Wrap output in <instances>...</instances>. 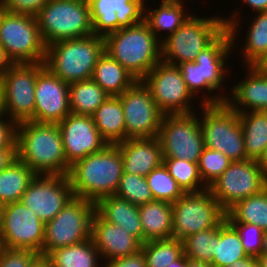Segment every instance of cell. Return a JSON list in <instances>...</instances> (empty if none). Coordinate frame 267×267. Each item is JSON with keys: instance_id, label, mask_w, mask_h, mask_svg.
Masks as SVG:
<instances>
[{"instance_id": "cell-1", "label": "cell", "mask_w": 267, "mask_h": 267, "mask_svg": "<svg viewBox=\"0 0 267 267\" xmlns=\"http://www.w3.org/2000/svg\"><path fill=\"white\" fill-rule=\"evenodd\" d=\"M236 14L237 11L230 19L224 18L226 29L198 55L195 62H185L178 65L186 86L193 96L203 89L205 92L208 91L209 94L201 100L202 105L222 104L228 97L226 94L224 96L223 93L222 95H214V97L211 95L213 91L218 92L225 85L223 82L228 73L227 68H225L227 66L225 61L228 60L227 57L230 53H233L231 51L235 47L234 41H236L237 28L240 25L238 24L240 23L239 20L236 19L238 17Z\"/></svg>"}, {"instance_id": "cell-2", "label": "cell", "mask_w": 267, "mask_h": 267, "mask_svg": "<svg viewBox=\"0 0 267 267\" xmlns=\"http://www.w3.org/2000/svg\"><path fill=\"white\" fill-rule=\"evenodd\" d=\"M18 159L35 174L67 175V163L58 124L24 121L17 124Z\"/></svg>"}, {"instance_id": "cell-3", "label": "cell", "mask_w": 267, "mask_h": 267, "mask_svg": "<svg viewBox=\"0 0 267 267\" xmlns=\"http://www.w3.org/2000/svg\"><path fill=\"white\" fill-rule=\"evenodd\" d=\"M123 174V163L117 144H108L95 154L74 162L67 177L74 196L96 203L115 195Z\"/></svg>"}, {"instance_id": "cell-4", "label": "cell", "mask_w": 267, "mask_h": 267, "mask_svg": "<svg viewBox=\"0 0 267 267\" xmlns=\"http://www.w3.org/2000/svg\"><path fill=\"white\" fill-rule=\"evenodd\" d=\"M160 38L143 20L106 35L105 52L137 80H142L161 61Z\"/></svg>"}, {"instance_id": "cell-5", "label": "cell", "mask_w": 267, "mask_h": 267, "mask_svg": "<svg viewBox=\"0 0 267 267\" xmlns=\"http://www.w3.org/2000/svg\"><path fill=\"white\" fill-rule=\"evenodd\" d=\"M104 52V37L93 34L65 39L47 46L44 63L54 75L70 84L90 79Z\"/></svg>"}, {"instance_id": "cell-6", "label": "cell", "mask_w": 267, "mask_h": 267, "mask_svg": "<svg viewBox=\"0 0 267 267\" xmlns=\"http://www.w3.org/2000/svg\"><path fill=\"white\" fill-rule=\"evenodd\" d=\"M225 29L224 18L220 16L201 18L191 15L173 34L161 39V60L174 65L195 62Z\"/></svg>"}, {"instance_id": "cell-7", "label": "cell", "mask_w": 267, "mask_h": 267, "mask_svg": "<svg viewBox=\"0 0 267 267\" xmlns=\"http://www.w3.org/2000/svg\"><path fill=\"white\" fill-rule=\"evenodd\" d=\"M36 19L46 46L60 40L93 35L87 0H51Z\"/></svg>"}, {"instance_id": "cell-8", "label": "cell", "mask_w": 267, "mask_h": 267, "mask_svg": "<svg viewBox=\"0 0 267 267\" xmlns=\"http://www.w3.org/2000/svg\"><path fill=\"white\" fill-rule=\"evenodd\" d=\"M201 106L199 119L205 147L223 153L232 161L248 159L238 113L225 102Z\"/></svg>"}, {"instance_id": "cell-9", "label": "cell", "mask_w": 267, "mask_h": 267, "mask_svg": "<svg viewBox=\"0 0 267 267\" xmlns=\"http://www.w3.org/2000/svg\"><path fill=\"white\" fill-rule=\"evenodd\" d=\"M94 213V202L73 196L53 219L45 223L42 255L90 239Z\"/></svg>"}, {"instance_id": "cell-10", "label": "cell", "mask_w": 267, "mask_h": 267, "mask_svg": "<svg viewBox=\"0 0 267 267\" xmlns=\"http://www.w3.org/2000/svg\"><path fill=\"white\" fill-rule=\"evenodd\" d=\"M0 43L15 64L45 62L47 46L36 16L7 11L0 23Z\"/></svg>"}, {"instance_id": "cell-11", "label": "cell", "mask_w": 267, "mask_h": 267, "mask_svg": "<svg viewBox=\"0 0 267 267\" xmlns=\"http://www.w3.org/2000/svg\"><path fill=\"white\" fill-rule=\"evenodd\" d=\"M172 211V237L181 241L199 231L216 228L226 218V212L208 189L184 193L172 203Z\"/></svg>"}, {"instance_id": "cell-12", "label": "cell", "mask_w": 267, "mask_h": 267, "mask_svg": "<svg viewBox=\"0 0 267 267\" xmlns=\"http://www.w3.org/2000/svg\"><path fill=\"white\" fill-rule=\"evenodd\" d=\"M194 113L163 115L157 135L163 158L198 163L205 144L199 116Z\"/></svg>"}, {"instance_id": "cell-13", "label": "cell", "mask_w": 267, "mask_h": 267, "mask_svg": "<svg viewBox=\"0 0 267 267\" xmlns=\"http://www.w3.org/2000/svg\"><path fill=\"white\" fill-rule=\"evenodd\" d=\"M267 188V179L258 160L232 161L224 173L208 190L221 208L227 212L237 202L259 194Z\"/></svg>"}, {"instance_id": "cell-14", "label": "cell", "mask_w": 267, "mask_h": 267, "mask_svg": "<svg viewBox=\"0 0 267 267\" xmlns=\"http://www.w3.org/2000/svg\"><path fill=\"white\" fill-rule=\"evenodd\" d=\"M142 81L164 115L193 113L190 105L195 97L188 90L178 65L161 60Z\"/></svg>"}, {"instance_id": "cell-15", "label": "cell", "mask_w": 267, "mask_h": 267, "mask_svg": "<svg viewBox=\"0 0 267 267\" xmlns=\"http://www.w3.org/2000/svg\"><path fill=\"white\" fill-rule=\"evenodd\" d=\"M44 228L45 223L21 201L2 206L0 234L5 248L28 249L42 255Z\"/></svg>"}, {"instance_id": "cell-16", "label": "cell", "mask_w": 267, "mask_h": 267, "mask_svg": "<svg viewBox=\"0 0 267 267\" xmlns=\"http://www.w3.org/2000/svg\"><path fill=\"white\" fill-rule=\"evenodd\" d=\"M45 63L14 64L2 76L5 116L17 124L34 117L35 85Z\"/></svg>"}, {"instance_id": "cell-17", "label": "cell", "mask_w": 267, "mask_h": 267, "mask_svg": "<svg viewBox=\"0 0 267 267\" xmlns=\"http://www.w3.org/2000/svg\"><path fill=\"white\" fill-rule=\"evenodd\" d=\"M124 110L126 139L157 137L163 113L142 80H137L120 96Z\"/></svg>"}, {"instance_id": "cell-18", "label": "cell", "mask_w": 267, "mask_h": 267, "mask_svg": "<svg viewBox=\"0 0 267 267\" xmlns=\"http://www.w3.org/2000/svg\"><path fill=\"white\" fill-rule=\"evenodd\" d=\"M73 196L67 175L36 174L20 201L46 223L53 219Z\"/></svg>"}, {"instance_id": "cell-19", "label": "cell", "mask_w": 267, "mask_h": 267, "mask_svg": "<svg viewBox=\"0 0 267 267\" xmlns=\"http://www.w3.org/2000/svg\"><path fill=\"white\" fill-rule=\"evenodd\" d=\"M34 95L32 122L58 124L71 113L69 84L54 75L46 66L37 74Z\"/></svg>"}, {"instance_id": "cell-20", "label": "cell", "mask_w": 267, "mask_h": 267, "mask_svg": "<svg viewBox=\"0 0 267 267\" xmlns=\"http://www.w3.org/2000/svg\"><path fill=\"white\" fill-rule=\"evenodd\" d=\"M58 126L64 154L70 166L90 154L98 153L108 145L96 128L92 116L70 113Z\"/></svg>"}, {"instance_id": "cell-21", "label": "cell", "mask_w": 267, "mask_h": 267, "mask_svg": "<svg viewBox=\"0 0 267 267\" xmlns=\"http://www.w3.org/2000/svg\"><path fill=\"white\" fill-rule=\"evenodd\" d=\"M93 34L101 37L144 20L145 0H87Z\"/></svg>"}, {"instance_id": "cell-22", "label": "cell", "mask_w": 267, "mask_h": 267, "mask_svg": "<svg viewBox=\"0 0 267 267\" xmlns=\"http://www.w3.org/2000/svg\"><path fill=\"white\" fill-rule=\"evenodd\" d=\"M91 239L101 259L114 260L133 255L141 250L142 243L128 231L103 220L96 212L91 224Z\"/></svg>"}, {"instance_id": "cell-23", "label": "cell", "mask_w": 267, "mask_h": 267, "mask_svg": "<svg viewBox=\"0 0 267 267\" xmlns=\"http://www.w3.org/2000/svg\"><path fill=\"white\" fill-rule=\"evenodd\" d=\"M123 163V172L146 177L163 163L160 141L157 137L126 139L117 143Z\"/></svg>"}, {"instance_id": "cell-24", "label": "cell", "mask_w": 267, "mask_h": 267, "mask_svg": "<svg viewBox=\"0 0 267 267\" xmlns=\"http://www.w3.org/2000/svg\"><path fill=\"white\" fill-rule=\"evenodd\" d=\"M246 67L249 71L246 78L233 86L231 95L227 94L231 97L226 98L225 103L237 113L267 111V73L259 71L254 65Z\"/></svg>"}, {"instance_id": "cell-25", "label": "cell", "mask_w": 267, "mask_h": 267, "mask_svg": "<svg viewBox=\"0 0 267 267\" xmlns=\"http://www.w3.org/2000/svg\"><path fill=\"white\" fill-rule=\"evenodd\" d=\"M95 212L103 220L128 231L143 244V230L137 205L115 195H110L95 203Z\"/></svg>"}, {"instance_id": "cell-26", "label": "cell", "mask_w": 267, "mask_h": 267, "mask_svg": "<svg viewBox=\"0 0 267 267\" xmlns=\"http://www.w3.org/2000/svg\"><path fill=\"white\" fill-rule=\"evenodd\" d=\"M143 230V244L148 241L172 238V203L154 200L138 206Z\"/></svg>"}, {"instance_id": "cell-27", "label": "cell", "mask_w": 267, "mask_h": 267, "mask_svg": "<svg viewBox=\"0 0 267 267\" xmlns=\"http://www.w3.org/2000/svg\"><path fill=\"white\" fill-rule=\"evenodd\" d=\"M92 117L96 128L108 144L126 140L124 110L118 96L107 97Z\"/></svg>"}, {"instance_id": "cell-28", "label": "cell", "mask_w": 267, "mask_h": 267, "mask_svg": "<svg viewBox=\"0 0 267 267\" xmlns=\"http://www.w3.org/2000/svg\"><path fill=\"white\" fill-rule=\"evenodd\" d=\"M91 78L109 96H120L137 81L131 73L106 52L98 59Z\"/></svg>"}, {"instance_id": "cell-29", "label": "cell", "mask_w": 267, "mask_h": 267, "mask_svg": "<svg viewBox=\"0 0 267 267\" xmlns=\"http://www.w3.org/2000/svg\"><path fill=\"white\" fill-rule=\"evenodd\" d=\"M248 159L259 160L267 148V111L238 113Z\"/></svg>"}, {"instance_id": "cell-30", "label": "cell", "mask_w": 267, "mask_h": 267, "mask_svg": "<svg viewBox=\"0 0 267 267\" xmlns=\"http://www.w3.org/2000/svg\"><path fill=\"white\" fill-rule=\"evenodd\" d=\"M183 0H162L160 6L144 12V21L148 24L150 30L158 38L159 31H167L168 35L173 34L180 28L191 16L184 12Z\"/></svg>"}, {"instance_id": "cell-31", "label": "cell", "mask_w": 267, "mask_h": 267, "mask_svg": "<svg viewBox=\"0 0 267 267\" xmlns=\"http://www.w3.org/2000/svg\"><path fill=\"white\" fill-rule=\"evenodd\" d=\"M46 257L52 267H101L98 264L101 255L91 238L75 245L57 248Z\"/></svg>"}, {"instance_id": "cell-32", "label": "cell", "mask_w": 267, "mask_h": 267, "mask_svg": "<svg viewBox=\"0 0 267 267\" xmlns=\"http://www.w3.org/2000/svg\"><path fill=\"white\" fill-rule=\"evenodd\" d=\"M36 174L28 165L15 160L9 167L0 171V204L20 201Z\"/></svg>"}, {"instance_id": "cell-33", "label": "cell", "mask_w": 267, "mask_h": 267, "mask_svg": "<svg viewBox=\"0 0 267 267\" xmlns=\"http://www.w3.org/2000/svg\"><path fill=\"white\" fill-rule=\"evenodd\" d=\"M109 95L92 79L69 84L70 111L77 115L92 116Z\"/></svg>"}, {"instance_id": "cell-34", "label": "cell", "mask_w": 267, "mask_h": 267, "mask_svg": "<svg viewBox=\"0 0 267 267\" xmlns=\"http://www.w3.org/2000/svg\"><path fill=\"white\" fill-rule=\"evenodd\" d=\"M229 223L254 224L262 230H267V188L259 194L237 202L226 212Z\"/></svg>"}, {"instance_id": "cell-35", "label": "cell", "mask_w": 267, "mask_h": 267, "mask_svg": "<svg viewBox=\"0 0 267 267\" xmlns=\"http://www.w3.org/2000/svg\"><path fill=\"white\" fill-rule=\"evenodd\" d=\"M246 256L248 255L237 230L225 218L220 223V240L216 241L215 256L211 264L213 267H225Z\"/></svg>"}, {"instance_id": "cell-36", "label": "cell", "mask_w": 267, "mask_h": 267, "mask_svg": "<svg viewBox=\"0 0 267 267\" xmlns=\"http://www.w3.org/2000/svg\"><path fill=\"white\" fill-rule=\"evenodd\" d=\"M141 251L147 267H167L184 254L183 242L173 237L145 242Z\"/></svg>"}, {"instance_id": "cell-37", "label": "cell", "mask_w": 267, "mask_h": 267, "mask_svg": "<svg viewBox=\"0 0 267 267\" xmlns=\"http://www.w3.org/2000/svg\"><path fill=\"white\" fill-rule=\"evenodd\" d=\"M250 24L241 50L246 66L255 65L267 52V11L257 12Z\"/></svg>"}, {"instance_id": "cell-38", "label": "cell", "mask_w": 267, "mask_h": 267, "mask_svg": "<svg viewBox=\"0 0 267 267\" xmlns=\"http://www.w3.org/2000/svg\"><path fill=\"white\" fill-rule=\"evenodd\" d=\"M220 240V224L191 234L182 240L184 255L193 260L211 263L215 256L216 241Z\"/></svg>"}, {"instance_id": "cell-39", "label": "cell", "mask_w": 267, "mask_h": 267, "mask_svg": "<svg viewBox=\"0 0 267 267\" xmlns=\"http://www.w3.org/2000/svg\"><path fill=\"white\" fill-rule=\"evenodd\" d=\"M163 163L184 193L208 189L199 175L198 163L176 158H163Z\"/></svg>"}, {"instance_id": "cell-40", "label": "cell", "mask_w": 267, "mask_h": 267, "mask_svg": "<svg viewBox=\"0 0 267 267\" xmlns=\"http://www.w3.org/2000/svg\"><path fill=\"white\" fill-rule=\"evenodd\" d=\"M145 178L154 200L175 203L184 194L164 163L154 168Z\"/></svg>"}, {"instance_id": "cell-41", "label": "cell", "mask_w": 267, "mask_h": 267, "mask_svg": "<svg viewBox=\"0 0 267 267\" xmlns=\"http://www.w3.org/2000/svg\"><path fill=\"white\" fill-rule=\"evenodd\" d=\"M115 196L137 206L154 201V196L147 184L146 178L126 172L122 174Z\"/></svg>"}, {"instance_id": "cell-42", "label": "cell", "mask_w": 267, "mask_h": 267, "mask_svg": "<svg viewBox=\"0 0 267 267\" xmlns=\"http://www.w3.org/2000/svg\"><path fill=\"white\" fill-rule=\"evenodd\" d=\"M231 162L232 160L223 153L205 147L198 161L199 175L204 185L208 188L224 173Z\"/></svg>"}, {"instance_id": "cell-43", "label": "cell", "mask_w": 267, "mask_h": 267, "mask_svg": "<svg viewBox=\"0 0 267 267\" xmlns=\"http://www.w3.org/2000/svg\"><path fill=\"white\" fill-rule=\"evenodd\" d=\"M230 224L237 230L246 254L255 257L260 256L264 230L249 223Z\"/></svg>"}, {"instance_id": "cell-44", "label": "cell", "mask_w": 267, "mask_h": 267, "mask_svg": "<svg viewBox=\"0 0 267 267\" xmlns=\"http://www.w3.org/2000/svg\"><path fill=\"white\" fill-rule=\"evenodd\" d=\"M39 254L28 249H3L0 255V267H29Z\"/></svg>"}, {"instance_id": "cell-45", "label": "cell", "mask_w": 267, "mask_h": 267, "mask_svg": "<svg viewBox=\"0 0 267 267\" xmlns=\"http://www.w3.org/2000/svg\"><path fill=\"white\" fill-rule=\"evenodd\" d=\"M8 12L36 16L51 0H3Z\"/></svg>"}, {"instance_id": "cell-46", "label": "cell", "mask_w": 267, "mask_h": 267, "mask_svg": "<svg viewBox=\"0 0 267 267\" xmlns=\"http://www.w3.org/2000/svg\"><path fill=\"white\" fill-rule=\"evenodd\" d=\"M4 117L0 116V148L11 147L17 140V123Z\"/></svg>"}, {"instance_id": "cell-47", "label": "cell", "mask_w": 267, "mask_h": 267, "mask_svg": "<svg viewBox=\"0 0 267 267\" xmlns=\"http://www.w3.org/2000/svg\"><path fill=\"white\" fill-rule=\"evenodd\" d=\"M107 262L106 265H103L104 267H147L144 253L141 250L133 255Z\"/></svg>"}, {"instance_id": "cell-48", "label": "cell", "mask_w": 267, "mask_h": 267, "mask_svg": "<svg viewBox=\"0 0 267 267\" xmlns=\"http://www.w3.org/2000/svg\"><path fill=\"white\" fill-rule=\"evenodd\" d=\"M17 159V141L11 147L0 148V171L9 167Z\"/></svg>"}, {"instance_id": "cell-49", "label": "cell", "mask_w": 267, "mask_h": 267, "mask_svg": "<svg viewBox=\"0 0 267 267\" xmlns=\"http://www.w3.org/2000/svg\"><path fill=\"white\" fill-rule=\"evenodd\" d=\"M15 63L7 54L6 49L0 43V75L7 72Z\"/></svg>"}, {"instance_id": "cell-50", "label": "cell", "mask_w": 267, "mask_h": 267, "mask_svg": "<svg viewBox=\"0 0 267 267\" xmlns=\"http://www.w3.org/2000/svg\"><path fill=\"white\" fill-rule=\"evenodd\" d=\"M225 267H258L257 258L255 256H246L240 260H237L232 265Z\"/></svg>"}, {"instance_id": "cell-51", "label": "cell", "mask_w": 267, "mask_h": 267, "mask_svg": "<svg viewBox=\"0 0 267 267\" xmlns=\"http://www.w3.org/2000/svg\"><path fill=\"white\" fill-rule=\"evenodd\" d=\"M242 3H246L254 12L267 11V0H242Z\"/></svg>"}, {"instance_id": "cell-52", "label": "cell", "mask_w": 267, "mask_h": 267, "mask_svg": "<svg viewBox=\"0 0 267 267\" xmlns=\"http://www.w3.org/2000/svg\"><path fill=\"white\" fill-rule=\"evenodd\" d=\"M29 267H52L51 262L46 256L38 255Z\"/></svg>"}, {"instance_id": "cell-53", "label": "cell", "mask_w": 267, "mask_h": 267, "mask_svg": "<svg viewBox=\"0 0 267 267\" xmlns=\"http://www.w3.org/2000/svg\"><path fill=\"white\" fill-rule=\"evenodd\" d=\"M186 267H213V265L206 261H198L187 258V266Z\"/></svg>"}, {"instance_id": "cell-54", "label": "cell", "mask_w": 267, "mask_h": 267, "mask_svg": "<svg viewBox=\"0 0 267 267\" xmlns=\"http://www.w3.org/2000/svg\"><path fill=\"white\" fill-rule=\"evenodd\" d=\"M259 71L267 73V52L263 57L254 65Z\"/></svg>"}, {"instance_id": "cell-55", "label": "cell", "mask_w": 267, "mask_h": 267, "mask_svg": "<svg viewBox=\"0 0 267 267\" xmlns=\"http://www.w3.org/2000/svg\"><path fill=\"white\" fill-rule=\"evenodd\" d=\"M259 166L263 170L264 176L267 179V148L265 149L263 155L258 160Z\"/></svg>"}, {"instance_id": "cell-56", "label": "cell", "mask_w": 267, "mask_h": 267, "mask_svg": "<svg viewBox=\"0 0 267 267\" xmlns=\"http://www.w3.org/2000/svg\"><path fill=\"white\" fill-rule=\"evenodd\" d=\"M5 115L4 112V85L2 76L0 75V116Z\"/></svg>"}, {"instance_id": "cell-57", "label": "cell", "mask_w": 267, "mask_h": 267, "mask_svg": "<svg viewBox=\"0 0 267 267\" xmlns=\"http://www.w3.org/2000/svg\"><path fill=\"white\" fill-rule=\"evenodd\" d=\"M187 266V257L183 254L178 260L172 262L167 267H186Z\"/></svg>"}, {"instance_id": "cell-58", "label": "cell", "mask_w": 267, "mask_h": 267, "mask_svg": "<svg viewBox=\"0 0 267 267\" xmlns=\"http://www.w3.org/2000/svg\"><path fill=\"white\" fill-rule=\"evenodd\" d=\"M258 262V267H267V255L261 254L256 257Z\"/></svg>"}, {"instance_id": "cell-59", "label": "cell", "mask_w": 267, "mask_h": 267, "mask_svg": "<svg viewBox=\"0 0 267 267\" xmlns=\"http://www.w3.org/2000/svg\"><path fill=\"white\" fill-rule=\"evenodd\" d=\"M261 254L267 255V230L263 233V240H262V252Z\"/></svg>"}, {"instance_id": "cell-60", "label": "cell", "mask_w": 267, "mask_h": 267, "mask_svg": "<svg viewBox=\"0 0 267 267\" xmlns=\"http://www.w3.org/2000/svg\"><path fill=\"white\" fill-rule=\"evenodd\" d=\"M7 12V9H6V6L4 4V1L3 0H0V23H1V20L4 16V14Z\"/></svg>"}, {"instance_id": "cell-61", "label": "cell", "mask_w": 267, "mask_h": 267, "mask_svg": "<svg viewBox=\"0 0 267 267\" xmlns=\"http://www.w3.org/2000/svg\"><path fill=\"white\" fill-rule=\"evenodd\" d=\"M3 249H4V246H3L2 236L0 234V255H1L2 251H3Z\"/></svg>"}]
</instances>
